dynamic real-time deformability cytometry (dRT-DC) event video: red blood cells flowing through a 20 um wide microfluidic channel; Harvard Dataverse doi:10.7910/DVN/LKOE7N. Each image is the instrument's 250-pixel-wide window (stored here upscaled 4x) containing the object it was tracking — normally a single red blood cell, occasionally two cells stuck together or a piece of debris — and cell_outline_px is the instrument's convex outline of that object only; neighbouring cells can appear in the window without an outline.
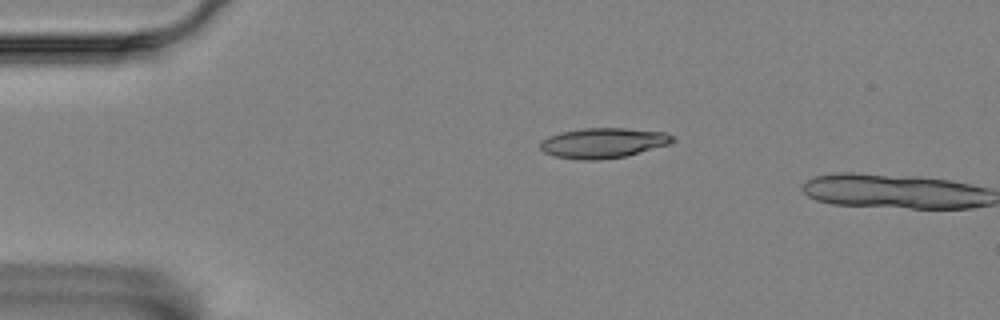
{"species": "Egyptian fruit bat (a non-hibernating species)", "species_latin": "Rousettus aegyptiacus", "temperature_condition": "room temperature", "stored_images_in_passage": 2, "camera_frame_rate_fps": 3000, "um_per_image_px": 0.085, "animal": {"sex": "female"}, "frame": {"image": 1, "passage_image": 1, "time_ms": 0.0, "image_size_px": [1000, 320], "cell_outline_px": [[676, 140], [672, 144], [624, 156], [596, 160], [584, 160], [556, 156], [544, 152], [540, 148], [540, 140], [548, 136], [560, 132], [584, 128], [624, 128], [664, 132], [672, 136]], "centroid_in_image_um": [51.27, 12.14], "position_along_channel_um": 33.7, "area_um2": 23.18}}